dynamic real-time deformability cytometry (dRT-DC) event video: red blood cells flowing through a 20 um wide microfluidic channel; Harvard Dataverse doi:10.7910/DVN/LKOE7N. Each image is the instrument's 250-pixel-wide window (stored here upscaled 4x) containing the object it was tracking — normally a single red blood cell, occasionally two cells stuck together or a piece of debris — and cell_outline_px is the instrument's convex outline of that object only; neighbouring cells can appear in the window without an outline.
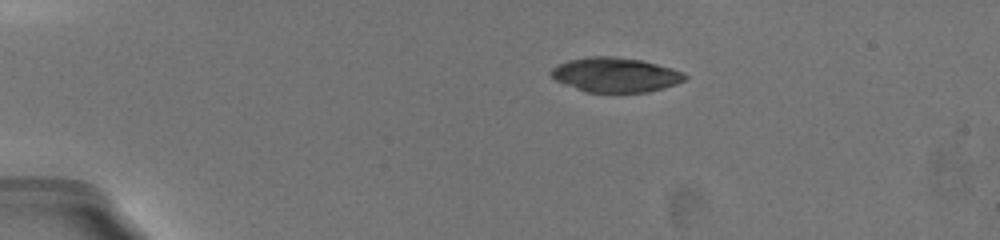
{"species": "common noctule bat (a hibernating species)", "species_latin": "Nyctalus noctula", "temperature_condition": "warm", "stored_images_in_passage": 17, "camera_frame_rate_fps": 3000, "um_per_image_px": 0.085, "animal": {"sex": "female", "body_mass_g": 19.5, "forearm_length_mm": 54.1}, "frame": {"image": 1, "passage_image": 1, "time_ms": 0.0, "image_size_px": [1000, 240], "cell_outline_px": [[688, 76], [684, 80], [676, 84], [664, 88], [648, 92], [588, 92], [556, 80], [548, 72], [556, 64], [568, 60], [588, 56], [612, 56], [640, 60], [656, 64], [684, 72]], "centroid_in_image_um": [52.3, 6.35], "position_along_channel_um": 32.7, "area_um2": 26.82}}